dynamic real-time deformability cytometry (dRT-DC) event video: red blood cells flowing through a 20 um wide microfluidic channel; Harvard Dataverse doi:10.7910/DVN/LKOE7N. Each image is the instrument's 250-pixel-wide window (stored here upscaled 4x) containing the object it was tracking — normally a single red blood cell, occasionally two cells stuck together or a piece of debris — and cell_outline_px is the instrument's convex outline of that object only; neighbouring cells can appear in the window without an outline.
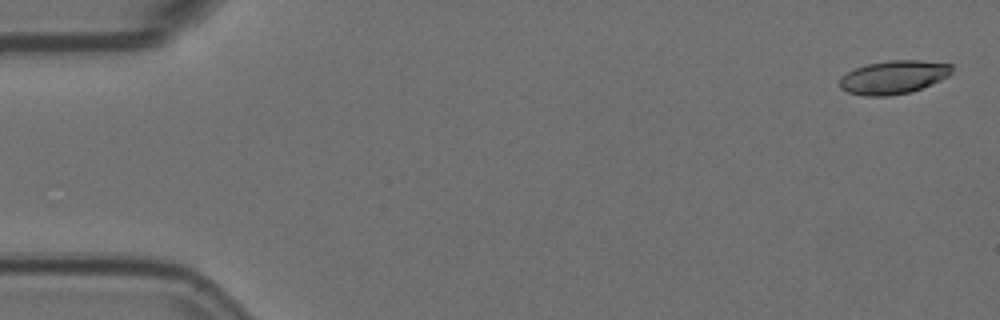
{"species": "Egyptian fruit bat (a non-hibernating species)", "species_latin": "Rousettus aegyptiacus", "temperature_condition": "room temperature", "stored_images_in_passage": 6, "camera_frame_rate_fps": 3000, "um_per_image_px": 0.085, "animal": {"sex": "female"}, "frame": {"image": 1, "passage_image": 1, "time_ms": 0.0, "image_size_px": [1000, 320], "cell_outline_px": [[952, 72], [948, 76], [940, 80], [912, 92], [888, 96], [864, 96], [848, 92], [840, 88], [840, 76], [856, 68], [868, 64], [888, 60], [920, 60], [952, 64]], "centroid_in_image_um": [75.95, 6.56], "position_along_channel_um": 9.1, "area_um2": 21.85}}
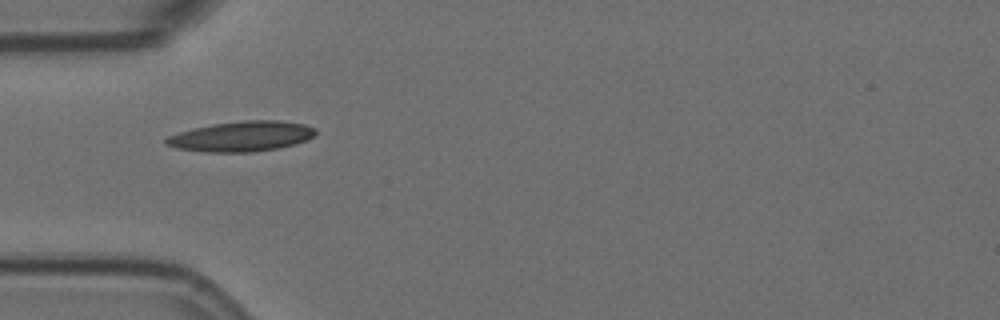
{"frame": {"image": 2, "passage_image": 5, "time_ms": 1.333, "image_size_px": [1000, 320], "cell_outline_px": [[316, 132], [312, 136], [304, 140], [292, 144], [276, 148], [256, 152], [204, 152], [176, 148], [164, 144], [164, 140], [168, 136], [180, 132], [212, 124], [240, 120], [276, 120], [304, 124], [316, 128]], "centroid_in_image_um": [20.49, 11.59], "position_along_channel_um": 64.5, "area_um2": 26.13}}
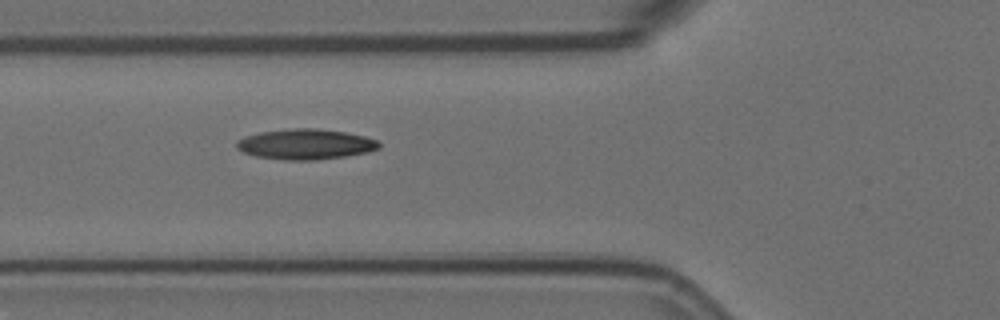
{"frame": {"image": 3, "passage_image": 6, "time_ms": 1.667, "image_size_px": [1000, 320], "cell_outline_px": [[380, 148], [368, 152], [344, 156], [316, 160], [284, 160], [256, 156], [244, 152], [236, 148], [236, 144], [244, 136], [260, 132], [292, 128], [316, 128], [344, 132], [364, 136], [376, 140], [380, 144]], "centroid_in_image_um": [25.97, 12.26], "position_along_channel_um": 99.8, "area_um2": 25.09}}